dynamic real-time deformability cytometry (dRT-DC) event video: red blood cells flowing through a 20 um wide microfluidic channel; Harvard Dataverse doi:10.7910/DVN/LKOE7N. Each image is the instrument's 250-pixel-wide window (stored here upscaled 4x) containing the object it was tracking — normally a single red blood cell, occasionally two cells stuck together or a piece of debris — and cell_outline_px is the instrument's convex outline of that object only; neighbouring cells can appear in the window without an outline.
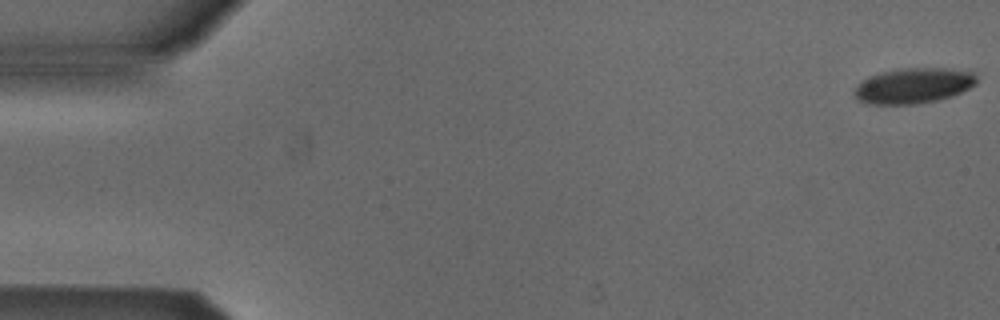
{"species": "Egyptian fruit bat (a non-hibernating species)", "species_latin": "Rousettus aegyptiacus", "temperature_condition": "cold", "stored_images_in_passage": 53, "camera_frame_rate_fps": 3000, "um_per_image_px": 0.085, "animal": {"sex": "male"}, "frame": {"image": 1, "passage_image": 1, "time_ms": 0.0, "image_size_px": [1000, 320], "cell_outline_px": [[976, 84], [952, 96], [936, 100], [916, 104], [872, 104], [860, 100], [852, 92], [868, 76], [900, 68], [948, 68], [972, 72], [976, 76]], "centroid_in_image_um": [77.66, 7.28], "position_along_channel_um": 7.3, "area_um2": 24.91}}
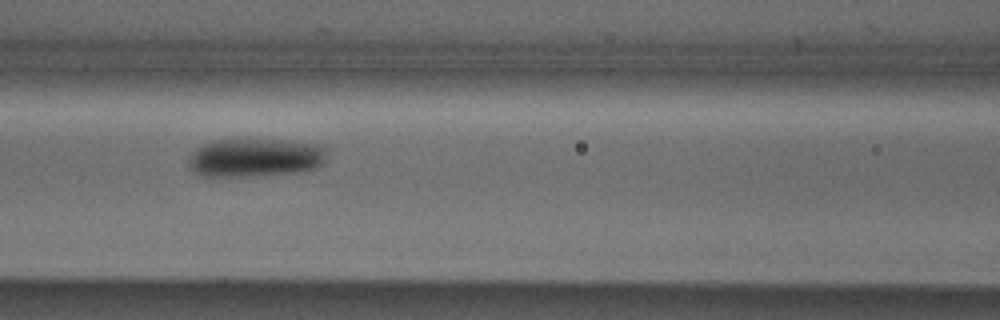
{"frame": {"image": 2, "passage_image": 23, "time_ms": 7.333, "image_size_px": [1000, 320], "cell_outline_px": [[324, 156], [320, 164], [316, 168], [296, 172], [248, 176], [200, 176], [188, 164], [188, 160], [192, 152], [196, 148], [212, 140], [288, 140], [312, 144], [324, 148]], "centroid_in_image_um": [21.62, 13.4], "position_along_channel_um": 145.0, "area_um2": 30.46}}
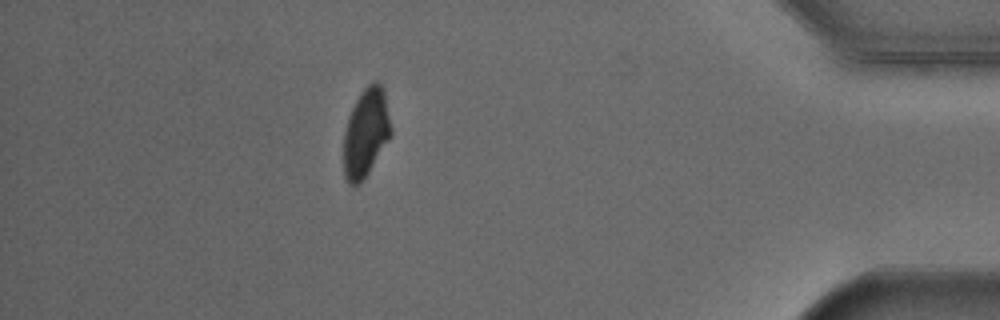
{"frame": {"image": 3, "passage_image": 47, "time_ms": 15.333, "image_size_px": [1000, 320], "cell_outline_px": [[392, 132], [388, 140], [368, 172], [356, 184], [348, 184], [344, 176], [344, 132], [348, 116], [360, 92], [372, 80], [376, 80], [380, 84], [384, 92], [392, 128]], "centroid_in_image_um": [31.09, 11.23], "position_along_channel_um": 404.1, "area_um2": 24.1}, "authors_computed_cell_mechanics": {"area_um2": 27.6284, "velocity_mm_per_s": 3.854, "shape_relaxation_time_tau1_ms": 3.9038, "shape_relaxation_time_tau2_ms": null, "deformation_change_tau1": 0.1224, "deformation_change_tau2": null}}